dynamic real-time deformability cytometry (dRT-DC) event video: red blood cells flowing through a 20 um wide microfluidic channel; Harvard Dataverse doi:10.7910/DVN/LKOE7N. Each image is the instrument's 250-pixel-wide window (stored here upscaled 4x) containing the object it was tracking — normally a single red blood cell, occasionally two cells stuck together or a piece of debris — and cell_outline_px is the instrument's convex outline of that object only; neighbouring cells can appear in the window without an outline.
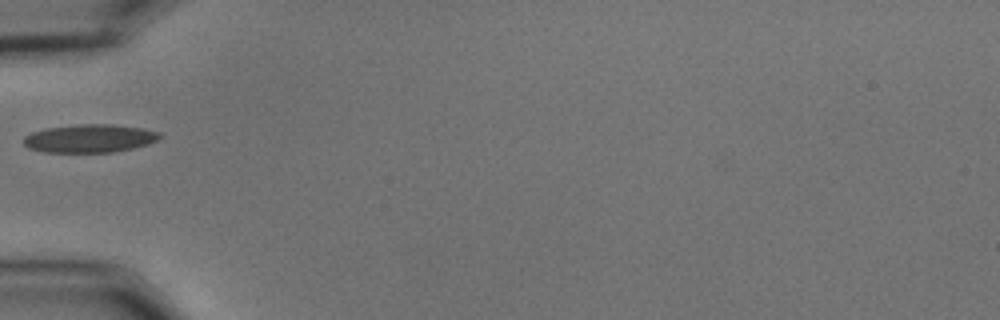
{"species": "common noctule bat (a hibernating species)", "species_latin": "Nyctalus noctula", "temperature_condition": "cold", "stored_images_in_passage": 37, "camera_frame_rate_fps": 3000, "um_per_image_px": 0.085, "animal": {"sex": "male", "body_mass_g": 15.6}, "frame": {"image": 1, "passage_image": 1, "time_ms": 0.0, "image_size_px": [1000, 320], "cell_outline_px": [[164, 136], [148, 144], [132, 148], [112, 152], [44, 152], [28, 148], [24, 144], [24, 136], [32, 132], [44, 128], [80, 124], [108, 124], [140, 128], [160, 132]], "centroid_in_image_um": [7.61, 11.76], "position_along_channel_um": 77.4, "area_um2": 22.31}}
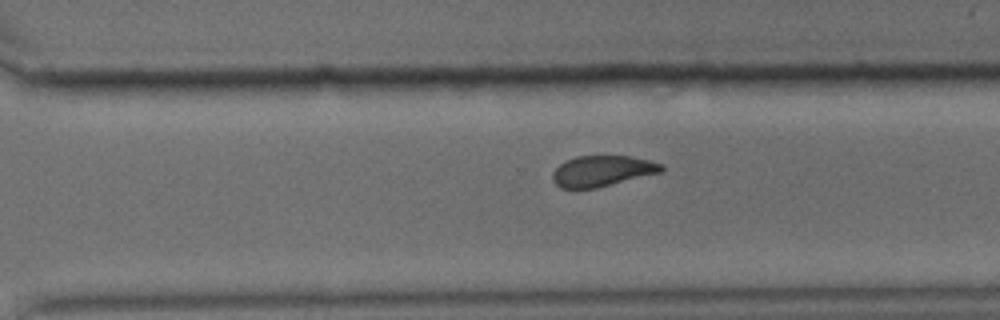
{"frame": {"image": 2, "passage_image": 21, "time_ms": 6.667, "image_size_px": [1000, 320], "cell_outline_px": [[664, 172], [596, 188], [560, 188], [552, 180], [552, 172], [564, 160], [576, 156], [632, 156], [664, 164]], "centroid_in_image_um": [51.21, 14.53], "position_along_channel_um": 319.4, "area_um2": 19.77}}
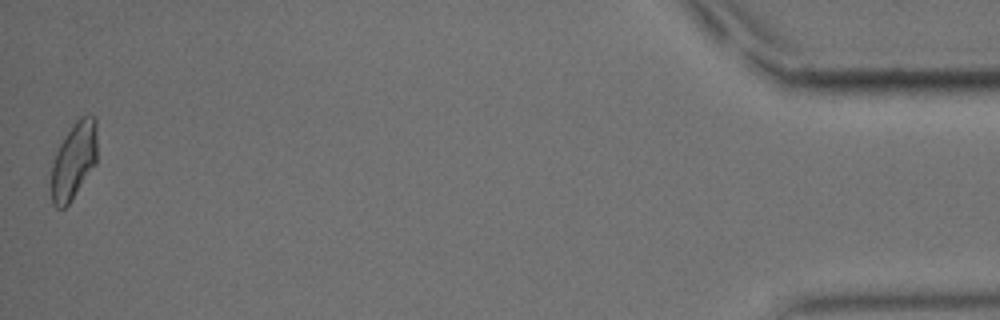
{"frame": {"image": 3, "passage_image": 37, "time_ms": 12.0, "image_size_px": [1000, 320], "cell_outline_px": [[96, 164], [72, 200], [64, 208], [56, 208], [52, 204], [52, 164], [56, 152], [60, 144], [76, 120], [80, 116], [88, 112], [96, 116]], "centroid_in_image_um": [6.3, 13.63], "position_along_channel_um": 428.9, "area_um2": 20.63}}